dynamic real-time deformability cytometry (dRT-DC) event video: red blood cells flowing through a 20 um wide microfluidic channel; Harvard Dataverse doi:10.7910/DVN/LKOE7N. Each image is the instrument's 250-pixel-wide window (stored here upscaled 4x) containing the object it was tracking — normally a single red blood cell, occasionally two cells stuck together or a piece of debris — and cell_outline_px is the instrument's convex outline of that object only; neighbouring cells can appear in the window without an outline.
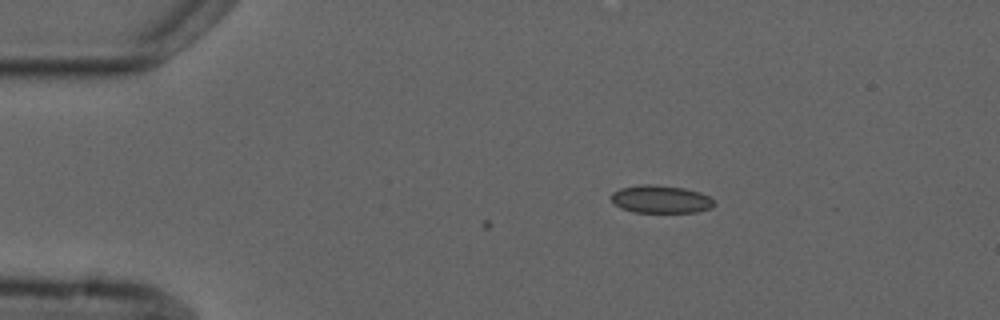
{"species": "common noctule bat (a hibernating species)", "species_latin": "Nyctalus noctula", "temperature_condition": "cold", "stored_images_in_passage": 4, "camera_frame_rate_fps": 3000, "um_per_image_px": 0.085, "animal": {"sex": "male", "forearm_length_mm": 52.5}, "frame": {"image": 1, "passage_image": 4, "time_ms": 3.333, "image_size_px": [1000, 320], "cell_outline_px": [[716, 204], [712, 208], [696, 212], [632, 212], [620, 208], [612, 200], [612, 192], [620, 188], [640, 184], [652, 184], [684, 188], [700, 192], [708, 196]], "centroid_in_image_um": [56.17, 16.93], "position_along_channel_um": 28.8, "area_um2": 16.7}}